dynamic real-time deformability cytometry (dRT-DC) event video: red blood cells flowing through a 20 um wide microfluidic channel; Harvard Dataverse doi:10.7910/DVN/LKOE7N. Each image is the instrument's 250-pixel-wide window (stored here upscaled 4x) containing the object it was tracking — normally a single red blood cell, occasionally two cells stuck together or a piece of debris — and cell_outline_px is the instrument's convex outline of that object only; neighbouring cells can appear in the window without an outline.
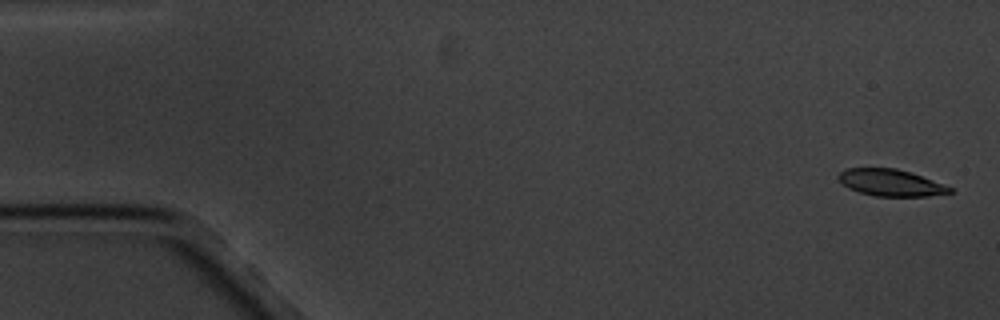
{"species": "common noctule bat (a hibernating species)", "species_latin": "Nyctalus noctula", "temperature_condition": "cold", "stored_images_in_passage": 5, "camera_frame_rate_fps": 3000, "um_per_image_px": 0.085, "animal": {"sex": "male", "body_mass_g": 20.1, "forearm_length_mm": 53.5}, "frame": {"image": 1, "passage_image": 1, "time_ms": 0.0, "image_size_px": [1000, 320], "cell_outline_px": [[956, 192], [928, 196], [876, 196], [860, 192], [848, 188], [836, 176], [844, 168], [896, 168], [920, 176], [952, 188]], "centroid_in_image_um": [75.68, 15.53], "position_along_channel_um": 9.3, "area_um2": 17.11}}
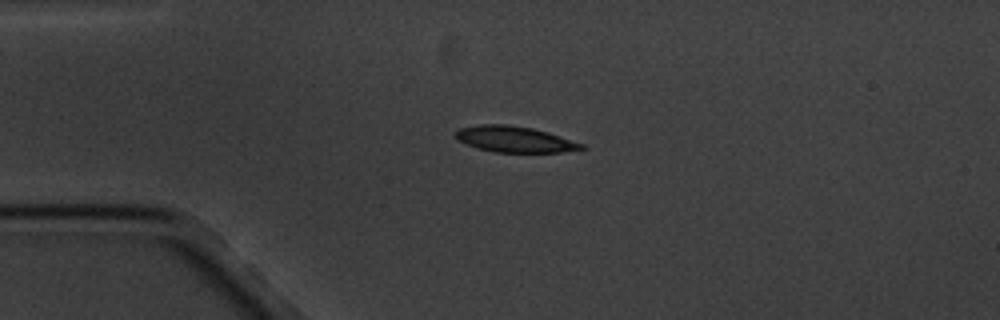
{"frame": {"image": 2, "passage_image": 4, "time_ms": 4.0, "image_size_px": [1000, 320], "cell_outline_px": [[584, 148], [560, 152], [496, 152], [476, 148], [460, 140], [456, 136], [456, 132], [460, 128], [480, 124], [508, 124], [532, 128], [548, 132], [584, 144]], "centroid_in_image_um": [43.74, 11.83], "position_along_channel_um": 41.3, "area_um2": 18.79}}